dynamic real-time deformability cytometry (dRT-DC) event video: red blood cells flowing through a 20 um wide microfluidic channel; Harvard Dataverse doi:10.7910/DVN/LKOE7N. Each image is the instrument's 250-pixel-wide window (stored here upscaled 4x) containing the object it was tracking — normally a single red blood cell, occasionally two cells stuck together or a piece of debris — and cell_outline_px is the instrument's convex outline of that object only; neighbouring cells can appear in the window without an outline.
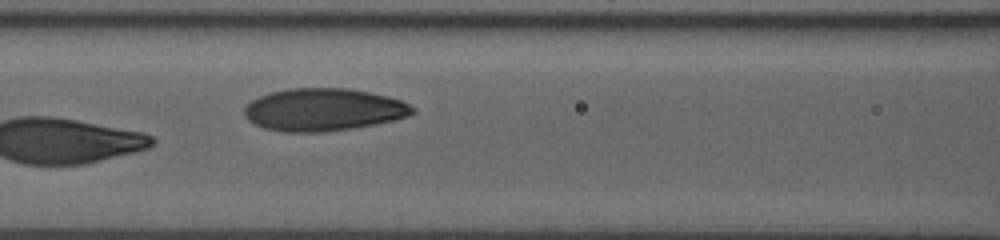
{"species": "human", "species_latin": "Homo sapiens", "temperature_condition": "room temperature", "stored_images_in_passage": 9, "camera_frame_rate_fps": 3000, "um_per_image_px": 0.085, "donor": {"sex": "male"}, "frame": {"image": 1, "passage_image": 9, "time_ms": 5.333, "image_size_px": [1000, 240], "cell_outline_px": [[416, 112], [408, 116], [396, 120], [352, 128], [324, 132], [284, 132], [264, 128], [248, 120], [244, 116], [244, 108], [252, 100], [268, 92], [288, 88], [348, 88], [388, 96], [400, 100], [416, 108]], "centroid_in_image_um": [27.49, 9.32], "position_along_channel_um": 139.1, "area_um2": 41.85}}